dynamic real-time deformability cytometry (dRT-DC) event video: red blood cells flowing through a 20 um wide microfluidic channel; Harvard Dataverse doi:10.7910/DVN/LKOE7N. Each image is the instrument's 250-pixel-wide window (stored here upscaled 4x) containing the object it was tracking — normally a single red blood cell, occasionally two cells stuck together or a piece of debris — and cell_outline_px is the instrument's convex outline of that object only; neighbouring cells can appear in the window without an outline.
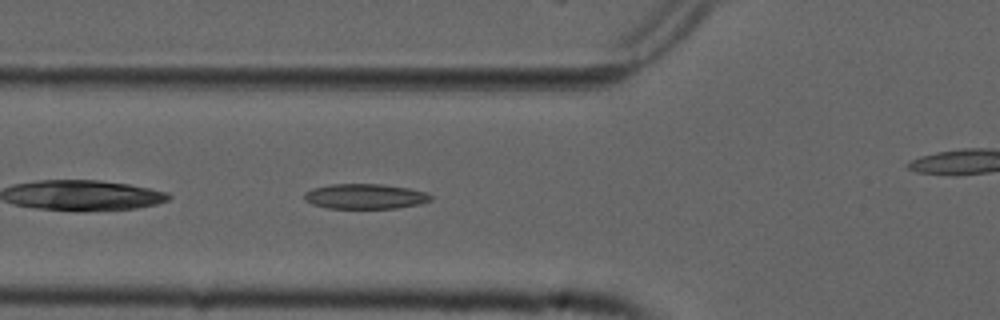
{"species": "common noctule bat (a hibernating species)", "species_latin": "Nyctalus noctula", "temperature_condition": "cold", "stored_images_in_passage": 29, "camera_frame_rate_fps": 3000, "um_per_image_px": 0.085, "animal": {"sex": "male", "forearm_length_mm": 52.5}, "frame": {"image": 1, "passage_image": 4, "time_ms": 1.0, "image_size_px": [1000, 320], "cell_outline_px": [[432, 200], [420, 204], [396, 208], [328, 208], [312, 204], [304, 200], [304, 192], [312, 188], [332, 184], [380, 184], [408, 188], [424, 192], [432, 196]], "centroid_in_image_um": [31.01, 16.69], "position_along_channel_um": 94.8, "area_um2": 18.44}}
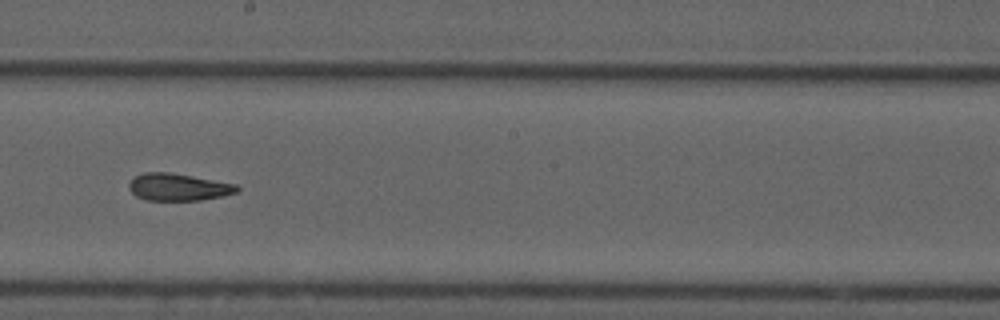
{"frame": {"image": 2, "passage_image": 15, "time_ms": 4.667, "image_size_px": [1000, 320], "cell_outline_px": [[240, 188], [236, 192], [220, 196], [200, 200], [148, 200], [136, 196], [128, 188], [128, 184], [136, 176], [144, 172], [168, 172], [192, 176], [236, 184]], "centroid_in_image_um": [15.13, 15.9], "position_along_channel_um": 233.1, "area_um2": 16.88}}
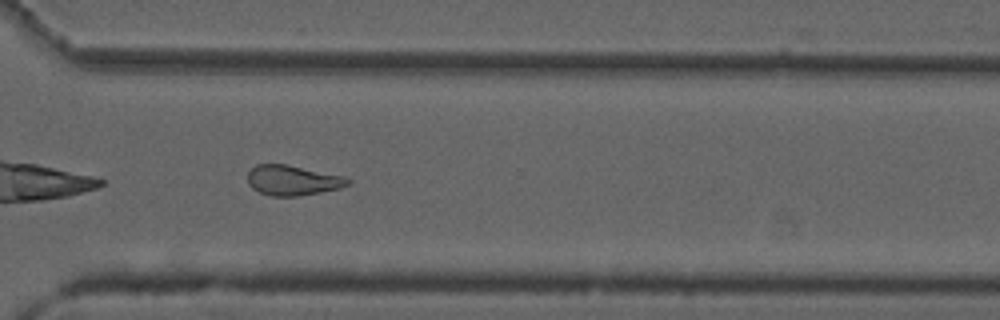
{"frame": {"image": 3, "passage_image": 24, "time_ms": 7.667, "image_size_px": [1000, 320], "cell_outline_px": [[352, 184], [340, 188], [300, 196], [268, 196], [252, 188], [248, 184], [248, 172], [256, 164], [288, 164], [348, 176], [352, 180]], "centroid_in_image_um": [24.94, 15.32], "position_along_channel_um": 345.7, "area_um2": 18.03}}